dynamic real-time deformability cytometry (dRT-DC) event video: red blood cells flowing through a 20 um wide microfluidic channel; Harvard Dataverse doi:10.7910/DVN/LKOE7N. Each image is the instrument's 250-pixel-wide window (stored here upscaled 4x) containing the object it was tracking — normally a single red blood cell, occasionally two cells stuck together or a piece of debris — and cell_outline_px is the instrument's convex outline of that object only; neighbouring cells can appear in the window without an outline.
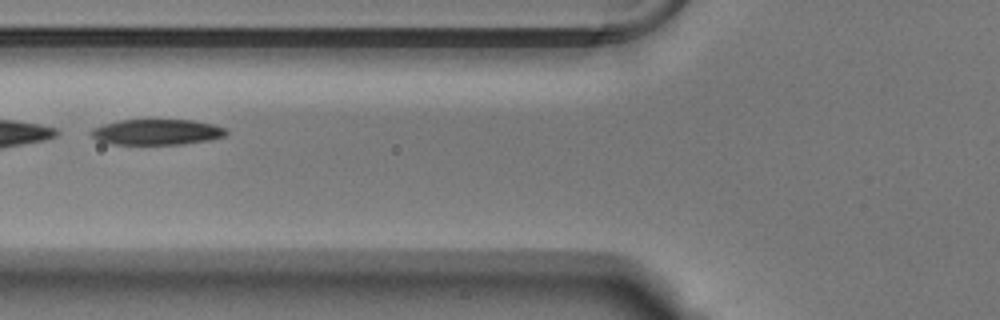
{"species": "Egyptian fruit bat (a non-hibernating species)", "species_latin": "Rousettus aegyptiacus", "temperature_condition": "warm", "stored_images_in_passage": 17, "segment_of_instrument_passage": [2, 2], "camera_frame_rate_fps": 3000, "um_per_image_px": 0.085, "animal": {"sex": "male"}, "frame": {"image": 1, "passage_image": 11, "time_ms": 3.333, "image_size_px": [1000, 320], "cell_outline_px": [[228, 132], [224, 136], [208, 140], [180, 144], [112, 144], [100, 140], [92, 136], [88, 132], [92, 128], [104, 124], [120, 120], [192, 120], [212, 124], [228, 128]], "centroid_in_image_um": [13.34, 11.22], "position_along_channel_um": 112.5, "area_um2": 20.06}}